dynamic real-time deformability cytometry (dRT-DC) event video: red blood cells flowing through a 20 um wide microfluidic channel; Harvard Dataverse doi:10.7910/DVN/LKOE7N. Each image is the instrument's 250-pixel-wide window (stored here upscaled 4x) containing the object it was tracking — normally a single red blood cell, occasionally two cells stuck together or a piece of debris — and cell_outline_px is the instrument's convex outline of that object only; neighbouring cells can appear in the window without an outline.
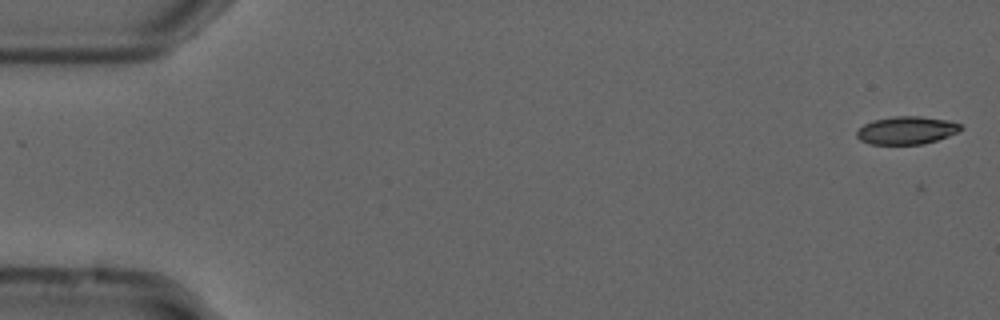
{"species": "common noctule bat (a hibernating species)", "species_latin": "Nyctalus noctula", "temperature_condition": "cold", "stored_images_in_passage": 12, "camera_frame_rate_fps": 3000, "um_per_image_px": 0.085, "animal": {"sex": "male", "forearm_length_mm": 52.5}, "frame": {"image": 1, "passage_image": 3, "time_ms": 0.667, "image_size_px": [1000, 320], "cell_outline_px": [[964, 128], [948, 136], [924, 144], [868, 144], [860, 140], [856, 136], [856, 132], [864, 124], [872, 120], [896, 116], [920, 116], [948, 120], [960, 124]], "centroid_in_image_um": [77.04, 11.07], "position_along_channel_um": 8.0, "area_um2": 16.88}}